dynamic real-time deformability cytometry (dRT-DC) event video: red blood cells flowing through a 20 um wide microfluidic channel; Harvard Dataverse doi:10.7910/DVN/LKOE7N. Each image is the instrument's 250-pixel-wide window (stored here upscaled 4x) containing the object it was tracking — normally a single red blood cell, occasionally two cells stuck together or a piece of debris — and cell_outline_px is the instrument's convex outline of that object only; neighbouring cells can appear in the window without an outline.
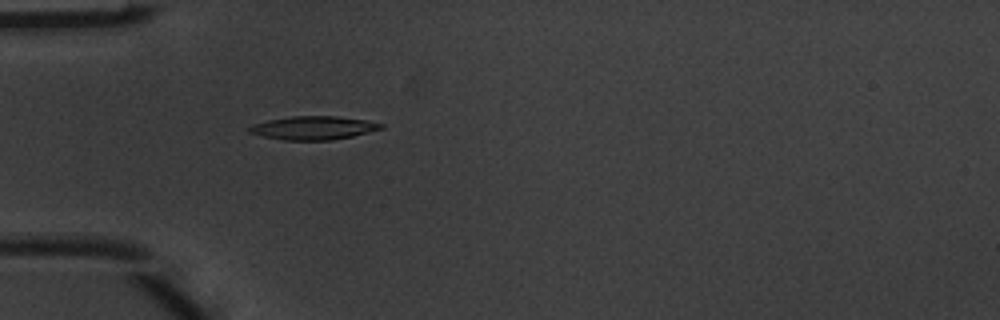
{"species": "common noctule bat (a hibernating species)", "species_latin": "Nyctalus noctula", "temperature_condition": "warm", "stored_images_in_passage": 1, "camera_frame_rate_fps": 3000, "um_per_image_px": 0.085, "animal": {"sex": "male", "body_mass_g": 20.1, "forearm_length_mm": 53.5}, "frame": {"image": 1, "passage_image": 1, "time_ms": 0.0, "image_size_px": [1000, 320], "cell_outline_px": [[384, 128], [352, 136], [332, 140], [284, 140], [264, 136], [248, 132], [248, 128], [252, 124], [268, 120], [292, 116], [336, 116], [364, 120], [384, 124]], "centroid_in_image_um": [26.63, 10.87], "position_along_channel_um": 58.4, "area_um2": 17.86}}